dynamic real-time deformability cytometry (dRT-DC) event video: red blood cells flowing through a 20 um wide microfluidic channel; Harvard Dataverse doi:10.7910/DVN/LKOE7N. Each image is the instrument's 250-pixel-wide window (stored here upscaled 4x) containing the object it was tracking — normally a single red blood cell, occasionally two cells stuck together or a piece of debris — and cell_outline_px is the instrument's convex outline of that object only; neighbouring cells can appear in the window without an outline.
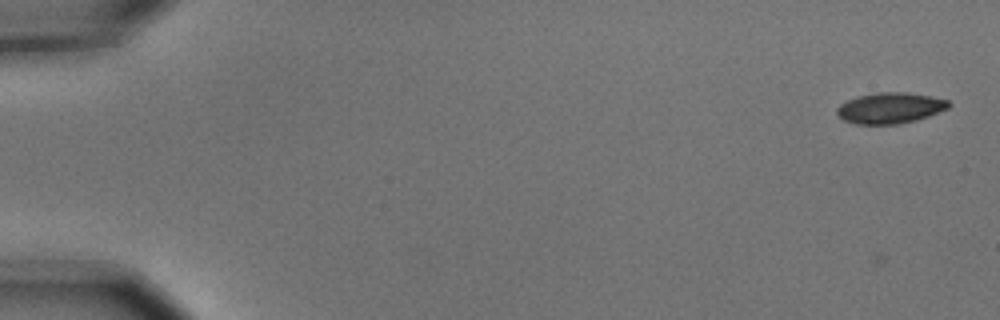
{"species": "common noctule bat (a hibernating species)", "species_latin": "Nyctalus noctula", "temperature_condition": "cold", "stored_images_in_passage": 7, "segment_of_instrument_passage": [1, 2], "camera_frame_rate_fps": 3000, "um_per_image_px": 0.085, "animal": {"sex": "male", "body_mass_g": 15.6}, "frame": {"image": 1, "passage_image": 2, "time_ms": 0.333, "image_size_px": [1000, 320], "cell_outline_px": [[952, 104], [948, 108], [928, 116], [916, 120], [896, 124], [856, 124], [844, 120], [836, 112], [836, 108], [840, 104], [856, 96], [880, 92], [904, 92], [928, 96], [948, 100]], "centroid_in_image_um": [75.64, 9.18], "position_along_channel_um": 9.4, "area_um2": 19.94}}
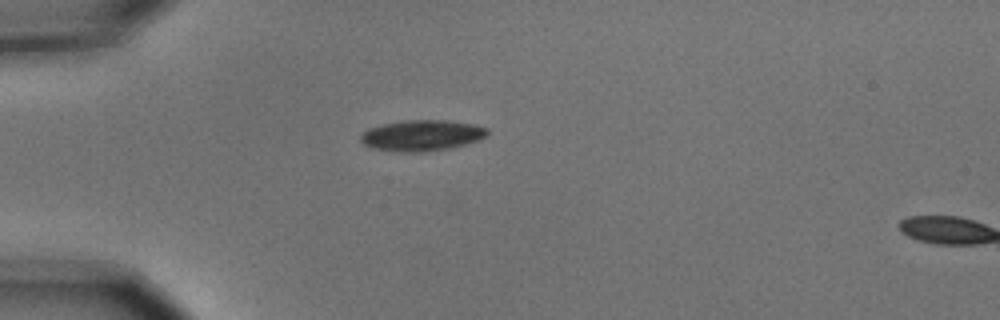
{"frame": {"image": 2, "passage_image": 6, "time_ms": 1.667, "image_size_px": [1000, 320], "cell_outline_px": [[488, 132], [484, 136], [476, 140], [464, 144], [444, 148], [420, 152], [400, 152], [372, 148], [364, 144], [360, 140], [360, 136], [368, 128], [384, 124], [404, 120], [448, 120], [476, 124], [488, 128]], "centroid_in_image_um": [35.83, 11.49], "position_along_channel_um": 49.2, "area_um2": 22.54}}